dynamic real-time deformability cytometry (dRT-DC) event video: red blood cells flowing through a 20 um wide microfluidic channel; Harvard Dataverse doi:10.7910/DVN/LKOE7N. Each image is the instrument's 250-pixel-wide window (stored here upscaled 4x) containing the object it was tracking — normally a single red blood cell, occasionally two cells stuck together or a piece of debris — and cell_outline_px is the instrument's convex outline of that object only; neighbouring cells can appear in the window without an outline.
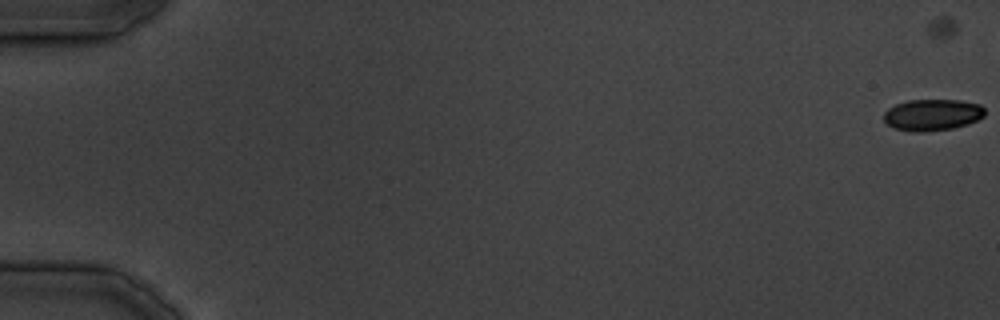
{"species": "common noctule bat (a hibernating species)", "species_latin": "Nyctalus noctula", "temperature_condition": "cold", "stored_images_in_passage": 11, "camera_frame_rate_fps": 3000, "um_per_image_px": 0.085, "animal": {"sex": "male", "body_mass_g": 19.5, "forearm_length_mm": 54.6}, "frame": {"image": 1, "passage_image": 1, "time_ms": 0.0, "image_size_px": [1000, 320], "cell_outline_px": [[984, 116], [968, 124], [952, 128], [920, 132], [912, 132], [896, 128], [888, 124], [884, 120], [884, 112], [888, 108], [896, 104], [908, 100], [960, 100], [980, 104], [984, 108]], "centroid_in_image_um": [79.25, 9.75], "position_along_channel_um": 5.8, "area_um2": 18.44}}